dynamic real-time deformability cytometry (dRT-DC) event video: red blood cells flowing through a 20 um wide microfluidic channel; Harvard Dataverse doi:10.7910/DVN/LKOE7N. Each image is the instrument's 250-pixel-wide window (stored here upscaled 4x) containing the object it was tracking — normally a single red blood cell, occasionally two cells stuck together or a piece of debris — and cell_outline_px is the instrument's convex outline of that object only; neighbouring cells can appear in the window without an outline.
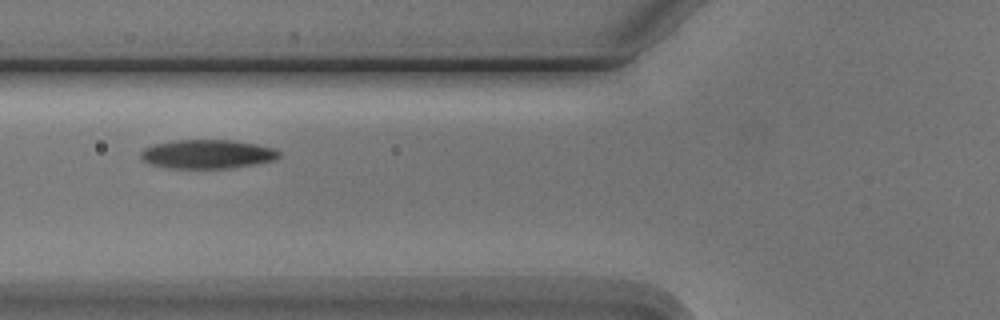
{"species": "Egyptian fruit bat (a non-hibernating species)", "species_latin": "Rousettus aegyptiacus", "temperature_condition": "cold", "stored_images_in_passage": 3, "camera_frame_rate_fps": 3000, "um_per_image_px": 0.085, "animal": {"sex": "male"}, "frame": {"image": 1, "passage_image": 2, "time_ms": 1.333, "image_size_px": [1000, 320], "cell_outline_px": [[280, 156], [272, 160], [252, 164], [228, 168], [168, 168], [152, 164], [144, 160], [140, 156], [140, 152], [144, 148], [156, 144], [172, 140], [232, 140], [256, 144], [276, 148], [280, 152]], "centroid_in_image_um": [17.62, 13.09], "position_along_channel_um": 108.2, "area_um2": 23.12}}
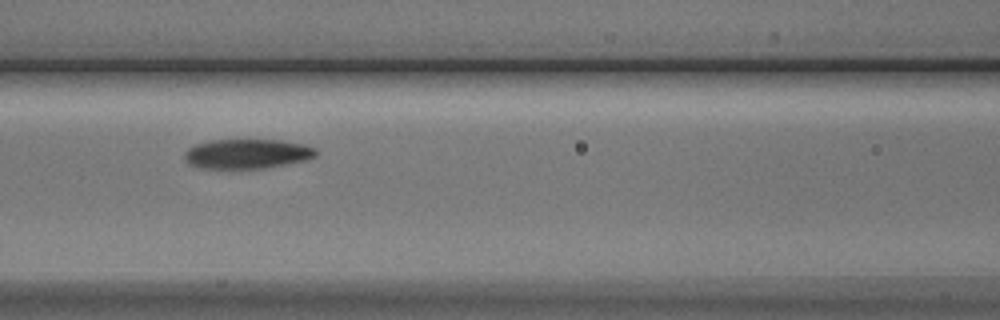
{"frame": {"image": 2, "passage_image": 3, "time_ms": 2.333, "image_size_px": [1000, 320], "cell_outline_px": [[316, 156], [304, 160], [264, 168], [200, 168], [188, 164], [184, 160], [184, 152], [188, 148], [196, 144], [208, 140], [280, 140], [308, 144], [316, 148]], "centroid_in_image_um": [20.98, 13.06], "position_along_channel_um": 145.6, "area_um2": 22.77}}